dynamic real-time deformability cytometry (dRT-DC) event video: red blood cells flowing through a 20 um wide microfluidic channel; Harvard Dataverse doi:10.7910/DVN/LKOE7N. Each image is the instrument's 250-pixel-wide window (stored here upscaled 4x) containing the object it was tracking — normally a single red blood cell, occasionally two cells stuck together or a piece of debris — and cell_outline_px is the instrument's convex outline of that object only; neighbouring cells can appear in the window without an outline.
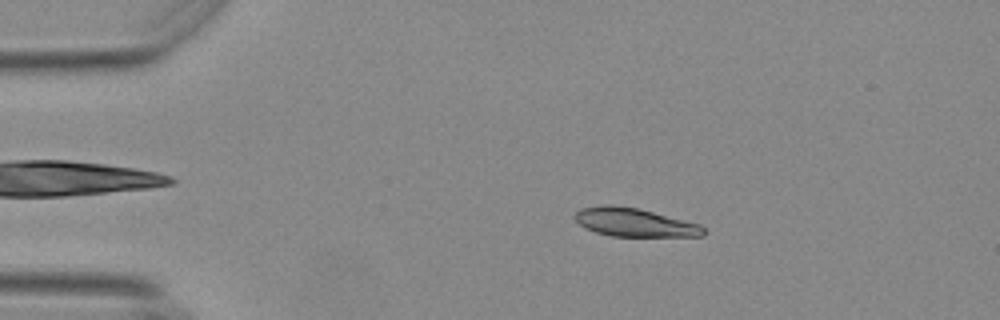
{"species": "Egyptian fruit bat (a non-hibernating species)", "species_latin": "Rousettus aegyptiacus", "temperature_condition": "warm", "stored_images_in_passage": 55, "camera_frame_rate_fps": 3000, "um_per_image_px": 0.085, "animal": {"sex": "female"}, "frame": {"image": 1, "passage_image": 10, "time_ms": 3.0, "image_size_px": [1000, 320], "cell_outline_px": [[704, 236], [612, 236], [596, 232], [580, 224], [572, 216], [580, 208], [604, 204], [616, 204], [636, 208], [700, 224], [704, 228]], "centroid_in_image_um": [53.89, 18.89], "position_along_channel_um": 31.1, "area_um2": 21.15}}
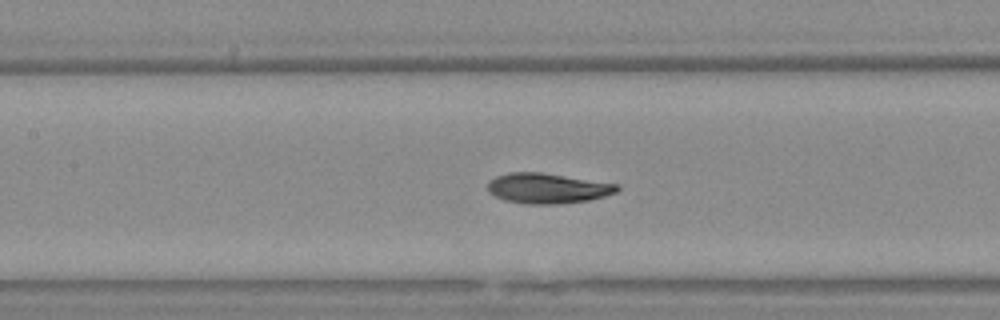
{"frame": {"image": 2, "passage_image": 25, "time_ms": 8.0, "image_size_px": [1000, 320], "cell_outline_px": [[620, 188], [616, 192], [604, 196], [588, 200], [560, 204], [524, 204], [504, 200], [488, 192], [488, 184], [496, 176], [508, 172], [540, 172], [620, 184]], "centroid_in_image_um": [46.55, 16.0], "position_along_channel_um": 160.9, "area_um2": 22.83}}
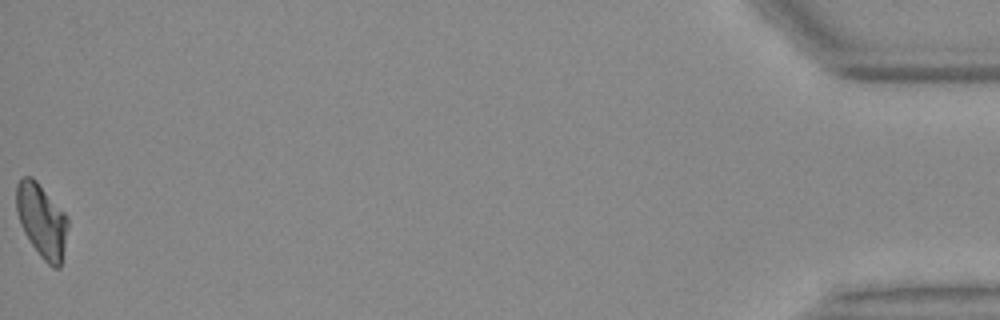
{"frame": {"image": 3, "passage_image": 55, "time_ms": 18.0, "image_size_px": [1000, 320], "cell_outline_px": [[68, 224], [64, 248], [60, 268], [52, 268], [40, 256], [24, 232], [20, 224], [16, 212], [16, 184], [24, 176], [32, 176], [36, 180], [68, 216]], "centroid_in_image_um": [3.54, 18.74], "position_along_channel_um": 431.7, "area_um2": 22.08}, "authors_computed_cell_mechanics": {"area_um2": 22.0796, "velocity_mm_per_s": 3.6945, "shape_relaxation_time_tau1_ms": 4.5632, "shape_relaxation_time_tau2_ms": 2.8235, "deformation_change_tau1": 0.1622, "deformation_change_tau2": 0.0691}}